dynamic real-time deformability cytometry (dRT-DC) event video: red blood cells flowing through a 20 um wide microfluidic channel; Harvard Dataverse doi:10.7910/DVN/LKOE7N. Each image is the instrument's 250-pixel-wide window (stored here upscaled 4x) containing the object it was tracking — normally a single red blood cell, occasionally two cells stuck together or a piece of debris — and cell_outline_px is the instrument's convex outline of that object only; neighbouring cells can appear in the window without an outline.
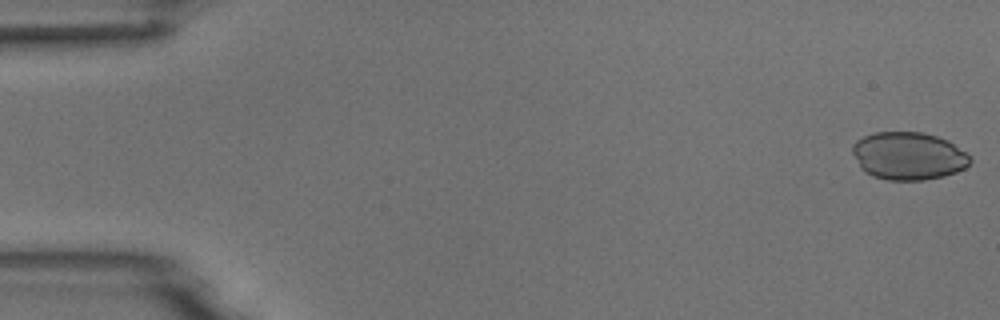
{"species": "common noctule bat (a hibernating species)", "species_latin": "Nyctalus noctula", "temperature_condition": "room temperature", "stored_images_in_passage": 5, "camera_frame_rate_fps": 3000, "um_per_image_px": 0.085, "animal": {"sex": "male", "body_mass_g": 18.8}, "frame": {"image": 1, "passage_image": 1, "time_ms": 0.0, "image_size_px": [1000, 320], "cell_outline_px": [[972, 160], [964, 168], [956, 172], [944, 176], [924, 180], [888, 180], [872, 176], [864, 172], [852, 152], [852, 144], [856, 140], [864, 136], [876, 132], [920, 132], [936, 136], [948, 140], [964, 152]], "centroid_in_image_um": [77.19, 13.26], "position_along_channel_um": 7.8, "area_um2": 32.6}}